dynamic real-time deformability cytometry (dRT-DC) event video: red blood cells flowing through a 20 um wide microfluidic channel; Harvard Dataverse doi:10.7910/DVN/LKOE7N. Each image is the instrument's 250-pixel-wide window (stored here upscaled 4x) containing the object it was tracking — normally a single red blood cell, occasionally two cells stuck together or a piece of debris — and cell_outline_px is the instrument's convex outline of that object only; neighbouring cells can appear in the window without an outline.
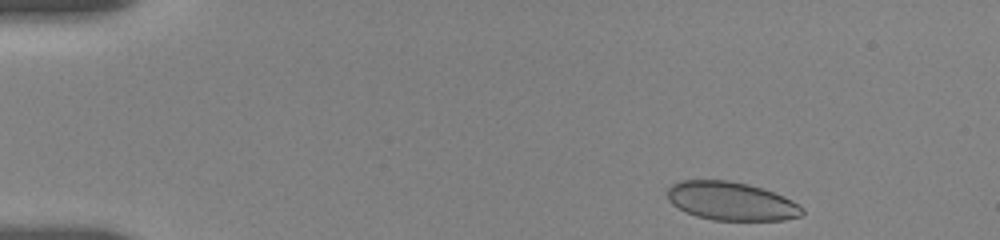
{"species": "human", "species_latin": "Homo sapiens", "temperature_condition": "room temperature", "stored_images_in_passage": 12, "camera_frame_rate_fps": 3000, "um_per_image_px": 0.085, "donor": {"sex": "female"}, "frame": {"image": 1, "passage_image": 1, "time_ms": 0.0, "image_size_px": [1000, 240], "cell_outline_px": [[804, 212], [800, 216], [784, 220], [712, 220], [696, 216], [672, 204], [668, 200], [668, 188], [672, 184], [680, 180], [728, 180], [748, 184], [784, 196], [800, 204], [804, 208]], "centroid_in_image_um": [62.17, 17.1], "position_along_channel_um": 22.8, "area_um2": 30.17}}
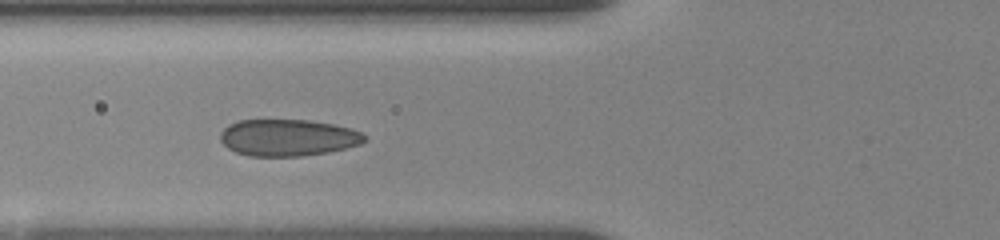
{"frame": {"image": 2, "passage_image": 10, "time_ms": 4.667, "image_size_px": [1000, 240], "cell_outline_px": [[368, 136], [360, 144], [328, 152], [300, 156], [248, 156], [236, 152], [228, 148], [220, 140], [220, 132], [228, 124], [236, 120], [308, 120], [332, 124], [352, 128]], "centroid_in_image_um": [24.44, 11.69], "position_along_channel_um": 101.4, "area_um2": 30.92}}
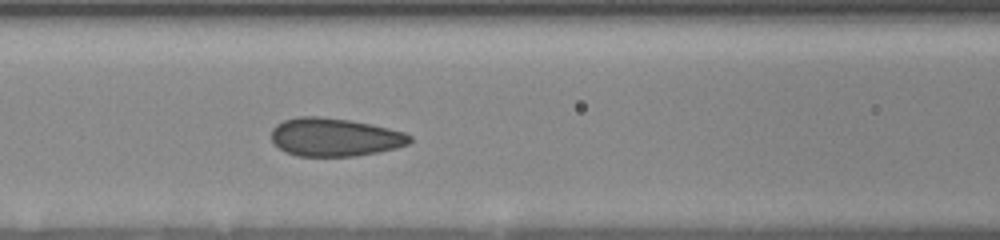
{"frame": {"image": 3, "passage_image": 12, "time_ms": 5.667, "image_size_px": [1000, 240], "cell_outline_px": [[412, 140], [408, 144], [396, 148], [356, 156], [296, 156], [284, 152], [272, 140], [272, 128], [276, 124], [284, 120], [300, 116], [320, 116], [348, 120], [372, 124], [404, 132], [412, 136]], "centroid_in_image_um": [28.44, 11.66], "position_along_channel_um": 138.2, "area_um2": 30.87}}